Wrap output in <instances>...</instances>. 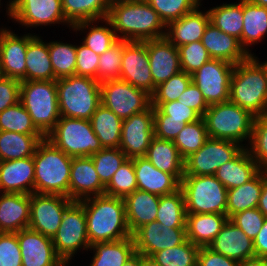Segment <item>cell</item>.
I'll list each match as a JSON object with an SVG mask.
<instances>
[{"label":"cell","mask_w":267,"mask_h":266,"mask_svg":"<svg viewBox=\"0 0 267 266\" xmlns=\"http://www.w3.org/2000/svg\"><path fill=\"white\" fill-rule=\"evenodd\" d=\"M107 19L120 40L144 42L165 37L166 25L146 0H113Z\"/></svg>","instance_id":"1"},{"label":"cell","mask_w":267,"mask_h":266,"mask_svg":"<svg viewBox=\"0 0 267 266\" xmlns=\"http://www.w3.org/2000/svg\"><path fill=\"white\" fill-rule=\"evenodd\" d=\"M79 202L85 210L90 246L94 243L117 241L132 236L123 198L104 194Z\"/></svg>","instance_id":"2"},{"label":"cell","mask_w":267,"mask_h":266,"mask_svg":"<svg viewBox=\"0 0 267 266\" xmlns=\"http://www.w3.org/2000/svg\"><path fill=\"white\" fill-rule=\"evenodd\" d=\"M229 100L254 116L267 113V75L257 57L250 55L235 65Z\"/></svg>","instance_id":"3"},{"label":"cell","mask_w":267,"mask_h":266,"mask_svg":"<svg viewBox=\"0 0 267 266\" xmlns=\"http://www.w3.org/2000/svg\"><path fill=\"white\" fill-rule=\"evenodd\" d=\"M34 193L61 195L69 198L72 157L59 150L46 137L34 152Z\"/></svg>","instance_id":"4"},{"label":"cell","mask_w":267,"mask_h":266,"mask_svg":"<svg viewBox=\"0 0 267 266\" xmlns=\"http://www.w3.org/2000/svg\"><path fill=\"white\" fill-rule=\"evenodd\" d=\"M60 116L90 120L101 104L100 82L72 75L56 80Z\"/></svg>","instance_id":"5"},{"label":"cell","mask_w":267,"mask_h":266,"mask_svg":"<svg viewBox=\"0 0 267 266\" xmlns=\"http://www.w3.org/2000/svg\"><path fill=\"white\" fill-rule=\"evenodd\" d=\"M19 101L46 137L61 117L56 80L21 81Z\"/></svg>","instance_id":"6"},{"label":"cell","mask_w":267,"mask_h":266,"mask_svg":"<svg viewBox=\"0 0 267 266\" xmlns=\"http://www.w3.org/2000/svg\"><path fill=\"white\" fill-rule=\"evenodd\" d=\"M255 117L230 100L209 105L203 116L210 138L231 140L240 145L252 136Z\"/></svg>","instance_id":"7"},{"label":"cell","mask_w":267,"mask_h":266,"mask_svg":"<svg viewBox=\"0 0 267 266\" xmlns=\"http://www.w3.org/2000/svg\"><path fill=\"white\" fill-rule=\"evenodd\" d=\"M180 189L186 214H226L228 189L214 175H184Z\"/></svg>","instance_id":"8"},{"label":"cell","mask_w":267,"mask_h":266,"mask_svg":"<svg viewBox=\"0 0 267 266\" xmlns=\"http://www.w3.org/2000/svg\"><path fill=\"white\" fill-rule=\"evenodd\" d=\"M46 138L71 157H90L103 148L85 119L61 116Z\"/></svg>","instance_id":"9"},{"label":"cell","mask_w":267,"mask_h":266,"mask_svg":"<svg viewBox=\"0 0 267 266\" xmlns=\"http://www.w3.org/2000/svg\"><path fill=\"white\" fill-rule=\"evenodd\" d=\"M52 242L63 262H69L80 248L85 250L90 248L85 210L79 201H74L65 210Z\"/></svg>","instance_id":"10"},{"label":"cell","mask_w":267,"mask_h":266,"mask_svg":"<svg viewBox=\"0 0 267 266\" xmlns=\"http://www.w3.org/2000/svg\"><path fill=\"white\" fill-rule=\"evenodd\" d=\"M100 97L101 104L122 120L151 106L150 94L121 79L100 83Z\"/></svg>","instance_id":"11"},{"label":"cell","mask_w":267,"mask_h":266,"mask_svg":"<svg viewBox=\"0 0 267 266\" xmlns=\"http://www.w3.org/2000/svg\"><path fill=\"white\" fill-rule=\"evenodd\" d=\"M244 148L231 140L209 137L197 152L184 160V175H215L220 166L234 159Z\"/></svg>","instance_id":"12"},{"label":"cell","mask_w":267,"mask_h":266,"mask_svg":"<svg viewBox=\"0 0 267 266\" xmlns=\"http://www.w3.org/2000/svg\"><path fill=\"white\" fill-rule=\"evenodd\" d=\"M235 65L219 59H210L192 76V82L200 89L208 105L229 100L230 79Z\"/></svg>","instance_id":"13"},{"label":"cell","mask_w":267,"mask_h":266,"mask_svg":"<svg viewBox=\"0 0 267 266\" xmlns=\"http://www.w3.org/2000/svg\"><path fill=\"white\" fill-rule=\"evenodd\" d=\"M61 195L30 194L29 229L53 238L60 227L65 210L73 203Z\"/></svg>","instance_id":"14"},{"label":"cell","mask_w":267,"mask_h":266,"mask_svg":"<svg viewBox=\"0 0 267 266\" xmlns=\"http://www.w3.org/2000/svg\"><path fill=\"white\" fill-rule=\"evenodd\" d=\"M9 18L27 27L66 23L61 0H10Z\"/></svg>","instance_id":"15"},{"label":"cell","mask_w":267,"mask_h":266,"mask_svg":"<svg viewBox=\"0 0 267 266\" xmlns=\"http://www.w3.org/2000/svg\"><path fill=\"white\" fill-rule=\"evenodd\" d=\"M153 137L154 111L150 106L147 110L123 120L119 148L127 158L145 157Z\"/></svg>","instance_id":"16"},{"label":"cell","mask_w":267,"mask_h":266,"mask_svg":"<svg viewBox=\"0 0 267 266\" xmlns=\"http://www.w3.org/2000/svg\"><path fill=\"white\" fill-rule=\"evenodd\" d=\"M152 95L156 86L150 70L146 41H128L123 46L120 78Z\"/></svg>","instance_id":"17"},{"label":"cell","mask_w":267,"mask_h":266,"mask_svg":"<svg viewBox=\"0 0 267 266\" xmlns=\"http://www.w3.org/2000/svg\"><path fill=\"white\" fill-rule=\"evenodd\" d=\"M132 237L136 252L149 257L187 240L186 228H169L157 221L141 226L132 234Z\"/></svg>","instance_id":"18"},{"label":"cell","mask_w":267,"mask_h":266,"mask_svg":"<svg viewBox=\"0 0 267 266\" xmlns=\"http://www.w3.org/2000/svg\"><path fill=\"white\" fill-rule=\"evenodd\" d=\"M36 35L18 36L8 29H0V69L3 77L26 81V50Z\"/></svg>","instance_id":"19"},{"label":"cell","mask_w":267,"mask_h":266,"mask_svg":"<svg viewBox=\"0 0 267 266\" xmlns=\"http://www.w3.org/2000/svg\"><path fill=\"white\" fill-rule=\"evenodd\" d=\"M22 266H60L63 260L57 255L52 238L29 228L17 232Z\"/></svg>","instance_id":"20"},{"label":"cell","mask_w":267,"mask_h":266,"mask_svg":"<svg viewBox=\"0 0 267 266\" xmlns=\"http://www.w3.org/2000/svg\"><path fill=\"white\" fill-rule=\"evenodd\" d=\"M146 48L153 84L156 87L182 71L178 48L166 37L147 40Z\"/></svg>","instance_id":"21"},{"label":"cell","mask_w":267,"mask_h":266,"mask_svg":"<svg viewBox=\"0 0 267 266\" xmlns=\"http://www.w3.org/2000/svg\"><path fill=\"white\" fill-rule=\"evenodd\" d=\"M101 183L91 157H72L69 179V198L72 201L104 195Z\"/></svg>","instance_id":"22"},{"label":"cell","mask_w":267,"mask_h":266,"mask_svg":"<svg viewBox=\"0 0 267 266\" xmlns=\"http://www.w3.org/2000/svg\"><path fill=\"white\" fill-rule=\"evenodd\" d=\"M33 156L0 161V193H34Z\"/></svg>","instance_id":"23"},{"label":"cell","mask_w":267,"mask_h":266,"mask_svg":"<svg viewBox=\"0 0 267 266\" xmlns=\"http://www.w3.org/2000/svg\"><path fill=\"white\" fill-rule=\"evenodd\" d=\"M209 248L238 262L255 257L253 240L229 219Z\"/></svg>","instance_id":"24"},{"label":"cell","mask_w":267,"mask_h":266,"mask_svg":"<svg viewBox=\"0 0 267 266\" xmlns=\"http://www.w3.org/2000/svg\"><path fill=\"white\" fill-rule=\"evenodd\" d=\"M132 160L138 190L163 196L180 189V182L172 174L159 170L146 157H135Z\"/></svg>","instance_id":"25"},{"label":"cell","mask_w":267,"mask_h":266,"mask_svg":"<svg viewBox=\"0 0 267 266\" xmlns=\"http://www.w3.org/2000/svg\"><path fill=\"white\" fill-rule=\"evenodd\" d=\"M201 42L211 59H219L236 65L250 54L241 46L239 39L228 35L209 22Z\"/></svg>","instance_id":"26"},{"label":"cell","mask_w":267,"mask_h":266,"mask_svg":"<svg viewBox=\"0 0 267 266\" xmlns=\"http://www.w3.org/2000/svg\"><path fill=\"white\" fill-rule=\"evenodd\" d=\"M30 194L1 193L0 232L17 233L29 227Z\"/></svg>","instance_id":"27"},{"label":"cell","mask_w":267,"mask_h":266,"mask_svg":"<svg viewBox=\"0 0 267 266\" xmlns=\"http://www.w3.org/2000/svg\"><path fill=\"white\" fill-rule=\"evenodd\" d=\"M209 22L208 11H199L198 6L178 20L168 23L165 37L176 47L200 41Z\"/></svg>","instance_id":"28"},{"label":"cell","mask_w":267,"mask_h":266,"mask_svg":"<svg viewBox=\"0 0 267 266\" xmlns=\"http://www.w3.org/2000/svg\"><path fill=\"white\" fill-rule=\"evenodd\" d=\"M123 200L131 234L141 226L156 221L160 196L136 189Z\"/></svg>","instance_id":"29"},{"label":"cell","mask_w":267,"mask_h":266,"mask_svg":"<svg viewBox=\"0 0 267 266\" xmlns=\"http://www.w3.org/2000/svg\"><path fill=\"white\" fill-rule=\"evenodd\" d=\"M226 214H186V236L198 247H209L227 222Z\"/></svg>","instance_id":"30"},{"label":"cell","mask_w":267,"mask_h":266,"mask_svg":"<svg viewBox=\"0 0 267 266\" xmlns=\"http://www.w3.org/2000/svg\"><path fill=\"white\" fill-rule=\"evenodd\" d=\"M260 170L245 147L234 159L220 166L214 176L229 190L248 182Z\"/></svg>","instance_id":"31"},{"label":"cell","mask_w":267,"mask_h":266,"mask_svg":"<svg viewBox=\"0 0 267 266\" xmlns=\"http://www.w3.org/2000/svg\"><path fill=\"white\" fill-rule=\"evenodd\" d=\"M145 157L159 170L172 174L179 182L184 176V159L173 141L153 137Z\"/></svg>","instance_id":"32"},{"label":"cell","mask_w":267,"mask_h":266,"mask_svg":"<svg viewBox=\"0 0 267 266\" xmlns=\"http://www.w3.org/2000/svg\"><path fill=\"white\" fill-rule=\"evenodd\" d=\"M264 182V169L251 180L239 187L231 188L227 193L226 215L230 219L236 213L257 208Z\"/></svg>","instance_id":"33"},{"label":"cell","mask_w":267,"mask_h":266,"mask_svg":"<svg viewBox=\"0 0 267 266\" xmlns=\"http://www.w3.org/2000/svg\"><path fill=\"white\" fill-rule=\"evenodd\" d=\"M26 81L57 80L51 64L49 43L37 35L28 43L26 50Z\"/></svg>","instance_id":"34"},{"label":"cell","mask_w":267,"mask_h":266,"mask_svg":"<svg viewBox=\"0 0 267 266\" xmlns=\"http://www.w3.org/2000/svg\"><path fill=\"white\" fill-rule=\"evenodd\" d=\"M94 251L90 266H122L135 252L133 237L94 243L90 246Z\"/></svg>","instance_id":"35"},{"label":"cell","mask_w":267,"mask_h":266,"mask_svg":"<svg viewBox=\"0 0 267 266\" xmlns=\"http://www.w3.org/2000/svg\"><path fill=\"white\" fill-rule=\"evenodd\" d=\"M122 122V119L102 104L90 118L92 129L103 148L120 147Z\"/></svg>","instance_id":"36"},{"label":"cell","mask_w":267,"mask_h":266,"mask_svg":"<svg viewBox=\"0 0 267 266\" xmlns=\"http://www.w3.org/2000/svg\"><path fill=\"white\" fill-rule=\"evenodd\" d=\"M44 138L43 134L0 131V161L33 156L38 143Z\"/></svg>","instance_id":"37"},{"label":"cell","mask_w":267,"mask_h":266,"mask_svg":"<svg viewBox=\"0 0 267 266\" xmlns=\"http://www.w3.org/2000/svg\"><path fill=\"white\" fill-rule=\"evenodd\" d=\"M267 34V7L243 0V30L241 46L249 53L248 46L262 40ZM247 47V48H246Z\"/></svg>","instance_id":"38"},{"label":"cell","mask_w":267,"mask_h":266,"mask_svg":"<svg viewBox=\"0 0 267 266\" xmlns=\"http://www.w3.org/2000/svg\"><path fill=\"white\" fill-rule=\"evenodd\" d=\"M66 21L72 27L83 21L107 18L113 0H61Z\"/></svg>","instance_id":"39"},{"label":"cell","mask_w":267,"mask_h":266,"mask_svg":"<svg viewBox=\"0 0 267 266\" xmlns=\"http://www.w3.org/2000/svg\"><path fill=\"white\" fill-rule=\"evenodd\" d=\"M210 23L228 35L239 39L243 30V0L239 3L224 4L208 10Z\"/></svg>","instance_id":"40"},{"label":"cell","mask_w":267,"mask_h":266,"mask_svg":"<svg viewBox=\"0 0 267 266\" xmlns=\"http://www.w3.org/2000/svg\"><path fill=\"white\" fill-rule=\"evenodd\" d=\"M156 221L169 228H186L185 199L181 189L160 196Z\"/></svg>","instance_id":"41"},{"label":"cell","mask_w":267,"mask_h":266,"mask_svg":"<svg viewBox=\"0 0 267 266\" xmlns=\"http://www.w3.org/2000/svg\"><path fill=\"white\" fill-rule=\"evenodd\" d=\"M101 21H105V24H107L111 28L107 27V25L95 26L93 23L96 21L93 20L79 22L71 27L74 31H83L84 29L90 27V25L92 24L91 28H88L89 32L82 43L98 55H101L119 40L115 34V31L113 30L111 22L107 18Z\"/></svg>","instance_id":"42"},{"label":"cell","mask_w":267,"mask_h":266,"mask_svg":"<svg viewBox=\"0 0 267 266\" xmlns=\"http://www.w3.org/2000/svg\"><path fill=\"white\" fill-rule=\"evenodd\" d=\"M209 138L204 118L184 125V128L174 139L180 156L185 160L192 153L197 152Z\"/></svg>","instance_id":"43"},{"label":"cell","mask_w":267,"mask_h":266,"mask_svg":"<svg viewBox=\"0 0 267 266\" xmlns=\"http://www.w3.org/2000/svg\"><path fill=\"white\" fill-rule=\"evenodd\" d=\"M200 247L190 240L154 253L151 257L161 266H197Z\"/></svg>","instance_id":"44"},{"label":"cell","mask_w":267,"mask_h":266,"mask_svg":"<svg viewBox=\"0 0 267 266\" xmlns=\"http://www.w3.org/2000/svg\"><path fill=\"white\" fill-rule=\"evenodd\" d=\"M49 54L54 76L57 79L75 75L76 45L52 41L49 42Z\"/></svg>","instance_id":"45"},{"label":"cell","mask_w":267,"mask_h":266,"mask_svg":"<svg viewBox=\"0 0 267 266\" xmlns=\"http://www.w3.org/2000/svg\"><path fill=\"white\" fill-rule=\"evenodd\" d=\"M0 131L42 134L33 124L31 116L20 101L0 112Z\"/></svg>","instance_id":"46"},{"label":"cell","mask_w":267,"mask_h":266,"mask_svg":"<svg viewBox=\"0 0 267 266\" xmlns=\"http://www.w3.org/2000/svg\"><path fill=\"white\" fill-rule=\"evenodd\" d=\"M101 183L106 186L128 158L120 148H102L90 156Z\"/></svg>","instance_id":"47"},{"label":"cell","mask_w":267,"mask_h":266,"mask_svg":"<svg viewBox=\"0 0 267 266\" xmlns=\"http://www.w3.org/2000/svg\"><path fill=\"white\" fill-rule=\"evenodd\" d=\"M137 189L133 160L128 158L105 186V195L124 198Z\"/></svg>","instance_id":"48"},{"label":"cell","mask_w":267,"mask_h":266,"mask_svg":"<svg viewBox=\"0 0 267 266\" xmlns=\"http://www.w3.org/2000/svg\"><path fill=\"white\" fill-rule=\"evenodd\" d=\"M126 40H118L109 49L99 55L98 69L96 80L100 83L107 80L120 78V70L122 66L123 46Z\"/></svg>","instance_id":"49"},{"label":"cell","mask_w":267,"mask_h":266,"mask_svg":"<svg viewBox=\"0 0 267 266\" xmlns=\"http://www.w3.org/2000/svg\"><path fill=\"white\" fill-rule=\"evenodd\" d=\"M191 82L192 76L183 71L171 76L156 87L151 95V106L158 107L161 103L176 101Z\"/></svg>","instance_id":"50"},{"label":"cell","mask_w":267,"mask_h":266,"mask_svg":"<svg viewBox=\"0 0 267 266\" xmlns=\"http://www.w3.org/2000/svg\"><path fill=\"white\" fill-rule=\"evenodd\" d=\"M165 25L200 6V0H146Z\"/></svg>","instance_id":"51"},{"label":"cell","mask_w":267,"mask_h":266,"mask_svg":"<svg viewBox=\"0 0 267 266\" xmlns=\"http://www.w3.org/2000/svg\"><path fill=\"white\" fill-rule=\"evenodd\" d=\"M250 148L246 146L251 157L261 169L267 170V113L256 116Z\"/></svg>","instance_id":"52"},{"label":"cell","mask_w":267,"mask_h":266,"mask_svg":"<svg viewBox=\"0 0 267 266\" xmlns=\"http://www.w3.org/2000/svg\"><path fill=\"white\" fill-rule=\"evenodd\" d=\"M177 48L181 69L190 75L211 59L201 40Z\"/></svg>","instance_id":"53"},{"label":"cell","mask_w":267,"mask_h":266,"mask_svg":"<svg viewBox=\"0 0 267 266\" xmlns=\"http://www.w3.org/2000/svg\"><path fill=\"white\" fill-rule=\"evenodd\" d=\"M265 218L258 208H251L236 213L229 220L239 227L250 239L254 240L261 230Z\"/></svg>","instance_id":"54"},{"label":"cell","mask_w":267,"mask_h":266,"mask_svg":"<svg viewBox=\"0 0 267 266\" xmlns=\"http://www.w3.org/2000/svg\"><path fill=\"white\" fill-rule=\"evenodd\" d=\"M17 233L0 232V266H22Z\"/></svg>","instance_id":"55"},{"label":"cell","mask_w":267,"mask_h":266,"mask_svg":"<svg viewBox=\"0 0 267 266\" xmlns=\"http://www.w3.org/2000/svg\"><path fill=\"white\" fill-rule=\"evenodd\" d=\"M154 111V136L168 141H174L179 132L184 128L185 120L169 119L157 107Z\"/></svg>","instance_id":"56"},{"label":"cell","mask_w":267,"mask_h":266,"mask_svg":"<svg viewBox=\"0 0 267 266\" xmlns=\"http://www.w3.org/2000/svg\"><path fill=\"white\" fill-rule=\"evenodd\" d=\"M81 44L76 46L75 75L91 77L96 80L99 55L83 43Z\"/></svg>","instance_id":"57"},{"label":"cell","mask_w":267,"mask_h":266,"mask_svg":"<svg viewBox=\"0 0 267 266\" xmlns=\"http://www.w3.org/2000/svg\"><path fill=\"white\" fill-rule=\"evenodd\" d=\"M157 108L164 115H168L169 119L185 120L186 124L196 122L202 118L197 111L177 100L168 103H161Z\"/></svg>","instance_id":"58"},{"label":"cell","mask_w":267,"mask_h":266,"mask_svg":"<svg viewBox=\"0 0 267 266\" xmlns=\"http://www.w3.org/2000/svg\"><path fill=\"white\" fill-rule=\"evenodd\" d=\"M20 84L21 81L17 79L0 78V112L19 102Z\"/></svg>","instance_id":"59"},{"label":"cell","mask_w":267,"mask_h":266,"mask_svg":"<svg viewBox=\"0 0 267 266\" xmlns=\"http://www.w3.org/2000/svg\"><path fill=\"white\" fill-rule=\"evenodd\" d=\"M180 103H184L188 107H191L197 111L202 117L205 115L206 110L209 108V105L203 98L202 92L200 89L191 82L184 92L177 99Z\"/></svg>","instance_id":"60"},{"label":"cell","mask_w":267,"mask_h":266,"mask_svg":"<svg viewBox=\"0 0 267 266\" xmlns=\"http://www.w3.org/2000/svg\"><path fill=\"white\" fill-rule=\"evenodd\" d=\"M197 266H238V261L223 256L209 247H200Z\"/></svg>","instance_id":"61"},{"label":"cell","mask_w":267,"mask_h":266,"mask_svg":"<svg viewBox=\"0 0 267 266\" xmlns=\"http://www.w3.org/2000/svg\"><path fill=\"white\" fill-rule=\"evenodd\" d=\"M255 257L267 258V217L257 236L253 240Z\"/></svg>","instance_id":"62"},{"label":"cell","mask_w":267,"mask_h":266,"mask_svg":"<svg viewBox=\"0 0 267 266\" xmlns=\"http://www.w3.org/2000/svg\"><path fill=\"white\" fill-rule=\"evenodd\" d=\"M260 212L267 217V170L264 169V182L261 191L260 199L257 205Z\"/></svg>","instance_id":"63"},{"label":"cell","mask_w":267,"mask_h":266,"mask_svg":"<svg viewBox=\"0 0 267 266\" xmlns=\"http://www.w3.org/2000/svg\"><path fill=\"white\" fill-rule=\"evenodd\" d=\"M238 266H267V258L253 257L238 262Z\"/></svg>","instance_id":"64"},{"label":"cell","mask_w":267,"mask_h":266,"mask_svg":"<svg viewBox=\"0 0 267 266\" xmlns=\"http://www.w3.org/2000/svg\"><path fill=\"white\" fill-rule=\"evenodd\" d=\"M122 266H141V254L135 252Z\"/></svg>","instance_id":"65"},{"label":"cell","mask_w":267,"mask_h":266,"mask_svg":"<svg viewBox=\"0 0 267 266\" xmlns=\"http://www.w3.org/2000/svg\"><path fill=\"white\" fill-rule=\"evenodd\" d=\"M141 266H161L152 257L141 254Z\"/></svg>","instance_id":"66"},{"label":"cell","mask_w":267,"mask_h":266,"mask_svg":"<svg viewBox=\"0 0 267 266\" xmlns=\"http://www.w3.org/2000/svg\"><path fill=\"white\" fill-rule=\"evenodd\" d=\"M257 5H260L262 7H267V0H249Z\"/></svg>","instance_id":"67"},{"label":"cell","mask_w":267,"mask_h":266,"mask_svg":"<svg viewBox=\"0 0 267 266\" xmlns=\"http://www.w3.org/2000/svg\"><path fill=\"white\" fill-rule=\"evenodd\" d=\"M265 63H261L266 71V75H267V61H264Z\"/></svg>","instance_id":"68"},{"label":"cell","mask_w":267,"mask_h":266,"mask_svg":"<svg viewBox=\"0 0 267 266\" xmlns=\"http://www.w3.org/2000/svg\"><path fill=\"white\" fill-rule=\"evenodd\" d=\"M69 262H63L60 266H66Z\"/></svg>","instance_id":"69"}]
</instances>
